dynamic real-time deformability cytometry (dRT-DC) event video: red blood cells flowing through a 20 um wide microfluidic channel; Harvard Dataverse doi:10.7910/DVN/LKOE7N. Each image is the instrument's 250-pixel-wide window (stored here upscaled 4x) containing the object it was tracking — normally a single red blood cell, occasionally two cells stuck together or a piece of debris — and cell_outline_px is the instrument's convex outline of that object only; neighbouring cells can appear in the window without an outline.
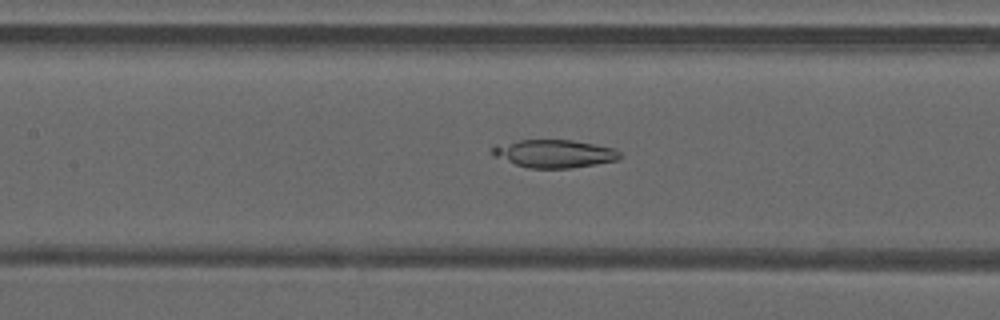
{"species": "common noctule bat (a hibernating species)", "species_latin": "Nyctalus noctula", "temperature_condition": "warm", "stored_images_in_passage": 40, "camera_frame_rate_fps": 3000, "um_per_image_px": 0.085, "animal": {"sex": "male", "forearm_length_mm": 52.5}, "frame": {"image": 1, "passage_image": 14, "time_ms": 4.333, "image_size_px": [1000, 320], "cell_outline_px": [[624, 156], [620, 160], [596, 164], [568, 168], [528, 168], [492, 156], [492, 148], [496, 144], [520, 140], [572, 140], [612, 148], [620, 152]], "centroid_in_image_um": [47.12, 13.06], "position_along_channel_um": 160.3, "area_um2": 20.75}}
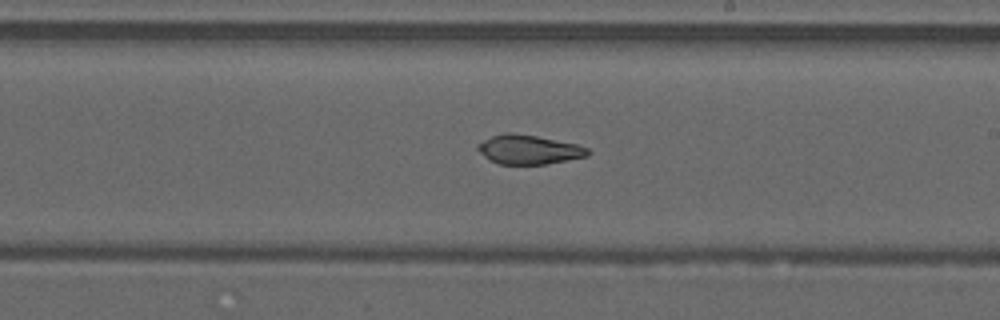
{"frame": {"image": 2, "passage_image": 20, "time_ms": 6.333, "image_size_px": [1000, 320], "cell_outline_px": [[592, 152], [588, 156], [544, 164], [500, 164], [484, 156], [476, 148], [476, 144], [492, 136], [504, 132], [512, 132], [536, 136], [576, 144], [588, 148]], "centroid_in_image_um": [44.94, 12.7], "position_along_channel_um": 244.1, "area_um2": 18.61}}
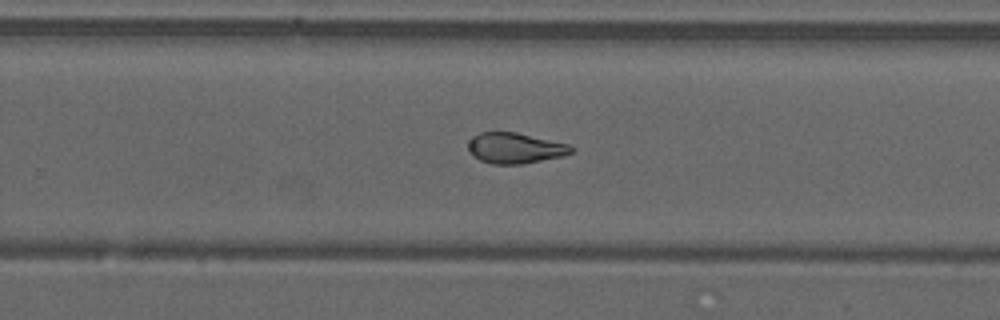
{"frame": {"image": 3, "passage_image": 23, "time_ms": 7.333, "image_size_px": [1000, 320], "cell_outline_px": [[576, 148], [572, 152], [564, 156], [524, 164], [492, 164], [480, 160], [468, 148], [468, 140], [472, 136], [480, 132], [516, 132], [568, 144]], "centroid_in_image_um": [43.81, 12.59], "position_along_channel_um": 286.0, "area_um2": 18.44}, "authors_computed_cell_mechanics": {"area_um2": 20.2878, "velocity_mm_per_s": 4.2177, "shape_relaxation_time_tau1_ms": null, "shape_relaxation_time_tau2_ms": 4.4194, "deformation_change_tau1": null, "deformation_change_tau2": 0.1314}}